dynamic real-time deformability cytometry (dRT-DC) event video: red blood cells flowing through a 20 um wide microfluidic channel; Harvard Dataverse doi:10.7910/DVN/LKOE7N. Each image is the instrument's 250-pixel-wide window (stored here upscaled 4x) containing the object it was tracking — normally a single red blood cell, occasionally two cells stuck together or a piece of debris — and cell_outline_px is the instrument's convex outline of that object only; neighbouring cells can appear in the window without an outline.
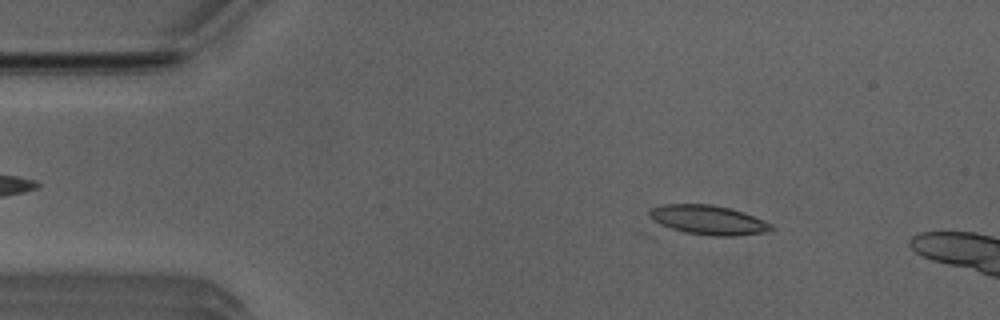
{"species": "Egyptian fruit bat (a non-hibernating species)", "species_latin": "Rousettus aegyptiacus", "temperature_condition": "room temperature", "stored_images_in_passage": 11, "camera_frame_rate_fps": 3000, "um_per_image_px": 0.085, "animal": {"sex": "male"}, "frame": {"image": 1, "passage_image": 7, "time_ms": 2.0, "image_size_px": [1000, 320], "cell_outline_px": [[776, 228], [764, 232], [736, 236], [644, 236], [636, 232], [648, 212], [652, 208], [660, 204], [712, 204], [744, 212], [764, 220], [772, 224]], "centroid_in_image_um": [59.51, 18.83], "position_along_channel_um": 25.5, "area_um2": 25.14}}